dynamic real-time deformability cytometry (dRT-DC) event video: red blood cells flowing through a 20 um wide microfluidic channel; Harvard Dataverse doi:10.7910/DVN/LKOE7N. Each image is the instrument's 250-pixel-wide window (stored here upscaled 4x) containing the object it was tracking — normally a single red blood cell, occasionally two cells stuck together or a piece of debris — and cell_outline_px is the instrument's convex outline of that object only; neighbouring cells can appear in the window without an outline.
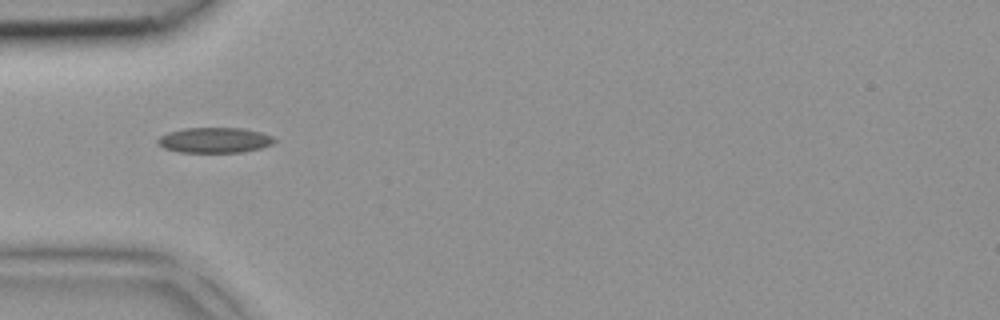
{"species": "common noctule bat (a hibernating species)", "species_latin": "Nyctalus noctula", "temperature_condition": "room temperature", "stored_images_in_passage": 2, "camera_frame_rate_fps": 3000, "um_per_image_px": 0.085, "animal": {"sex": "female", "body_mass_g": 18.4}, "frame": {"image": 1, "passage_image": 1, "time_ms": 0.0, "image_size_px": [1000, 320], "cell_outline_px": [[276, 140], [272, 144], [260, 148], [240, 152], [180, 152], [164, 148], [156, 144], [156, 140], [160, 136], [168, 132], [184, 128], [244, 128], [260, 132], [272, 136]], "centroid_in_image_um": [18.21, 11.91], "position_along_channel_um": 66.8, "area_um2": 17.22}}